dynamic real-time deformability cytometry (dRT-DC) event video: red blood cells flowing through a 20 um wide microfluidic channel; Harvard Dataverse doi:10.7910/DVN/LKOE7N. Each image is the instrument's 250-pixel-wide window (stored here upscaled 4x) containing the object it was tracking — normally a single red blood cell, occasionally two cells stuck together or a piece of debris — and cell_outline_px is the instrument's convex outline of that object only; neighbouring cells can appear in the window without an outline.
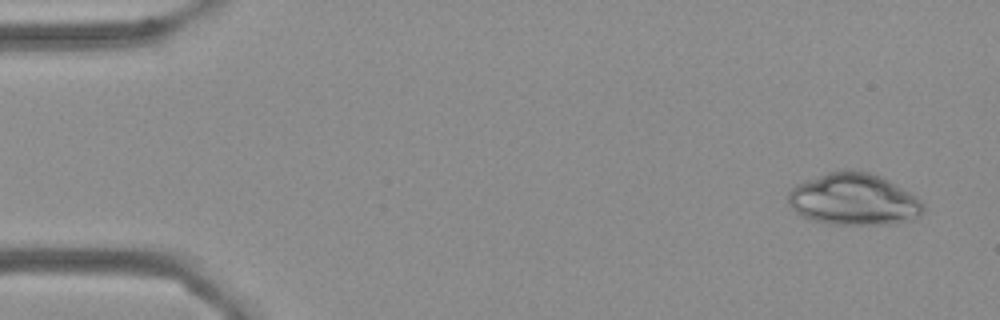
{"species": "Egyptian fruit bat (a non-hibernating species)", "species_latin": "Rousettus aegyptiacus", "temperature_condition": "cold", "stored_images_in_passage": 6, "camera_frame_rate_fps": 3000, "um_per_image_px": 0.085, "frame": {"image": 1, "passage_image": 1, "time_ms": 0.0, "image_size_px": [1000, 320], "cell_outline_px": [[924, 212], [920, 216], [912, 220], [892, 224], [828, 224], [812, 220], [796, 212], [788, 204], [788, 192], [796, 184], [804, 180], [840, 168], [856, 168], [880, 176], [888, 180], [908, 192], [920, 200], [924, 204]], "centroid_in_image_um": [72.55, 16.93], "position_along_channel_um": 12.4, "area_um2": 41.21}}
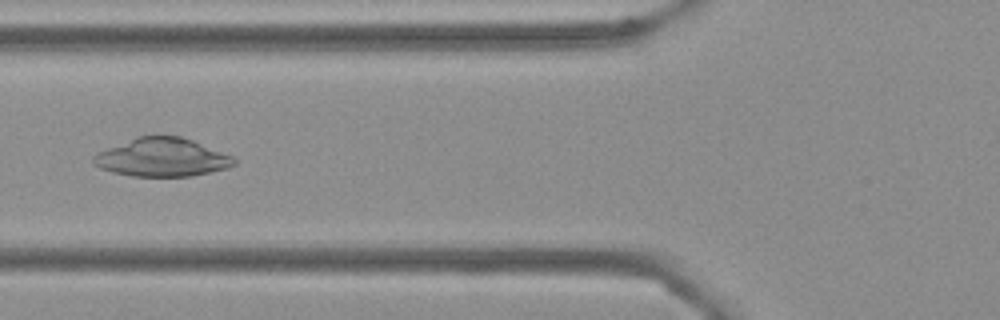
{"frame": {"image": 2, "passage_image": 6, "time_ms": 1.667, "image_size_px": [1000, 320], "cell_outline_px": [[236, 164], [228, 168], [192, 176], [132, 176], [112, 172], [100, 168], [92, 164], [92, 156], [96, 152], [136, 136], [180, 136], [192, 140], [232, 156], [236, 160]], "centroid_in_image_um": [13.73, 13.38], "position_along_channel_um": 112.1, "area_um2": 31.5}}